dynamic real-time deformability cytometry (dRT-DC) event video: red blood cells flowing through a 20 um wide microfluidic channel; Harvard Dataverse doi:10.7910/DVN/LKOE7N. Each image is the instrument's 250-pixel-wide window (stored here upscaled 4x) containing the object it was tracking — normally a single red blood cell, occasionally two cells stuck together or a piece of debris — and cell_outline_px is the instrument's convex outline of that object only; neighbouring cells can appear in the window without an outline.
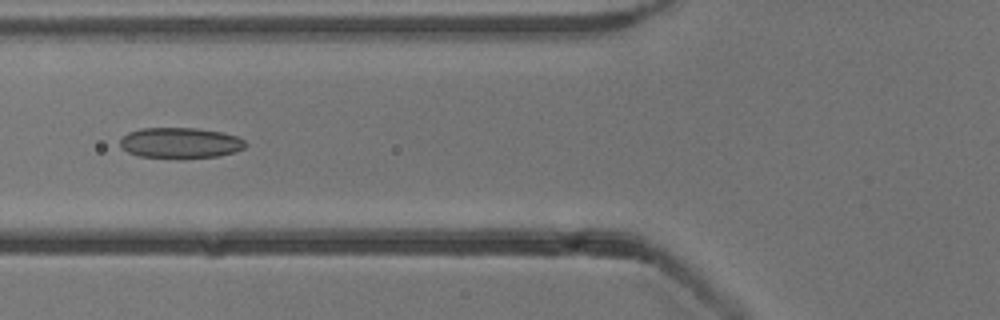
{"species": "common noctule bat (a hibernating species)", "species_latin": "Nyctalus noctula", "temperature_condition": "cold", "stored_images_in_passage": 8, "camera_frame_rate_fps": 3000, "um_per_image_px": 0.085, "animal": {"sex": "male", "body_mass_g": 13.3}, "frame": {"image": 1, "passage_image": 5, "time_ms": 4.667, "image_size_px": [1000, 320], "cell_outline_px": [[248, 144], [244, 148], [236, 152], [216, 156], [180, 160], [136, 156], [120, 148], [120, 140], [128, 132], [140, 128], [196, 128], [220, 132], [236, 136], [244, 140]], "centroid_in_image_um": [15.3, 12.18], "position_along_channel_um": 110.5, "area_um2": 23.0}}
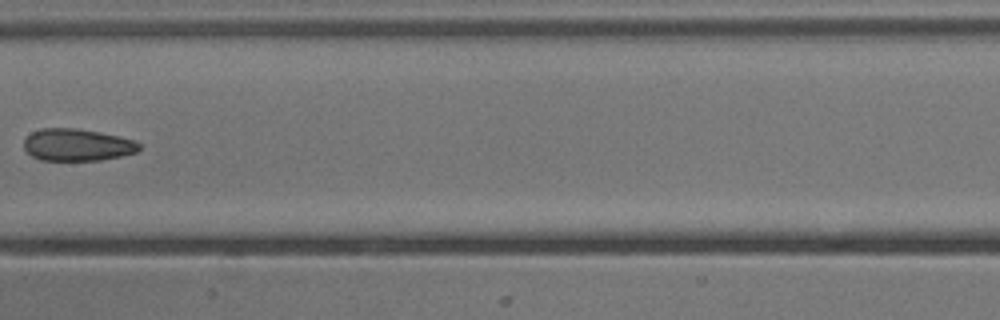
{"frame": {"image": 2, "passage_image": 7, "time_ms": 7.0, "image_size_px": [1000, 320], "cell_outline_px": [[140, 148], [136, 152], [120, 156], [100, 160], [40, 160], [32, 156], [24, 148], [24, 140], [32, 132], [40, 128], [76, 128], [100, 132], [132, 140], [140, 144]], "centroid_in_image_um": [6.53, 12.31], "position_along_channel_um": 200.9, "area_um2": 21.39}}
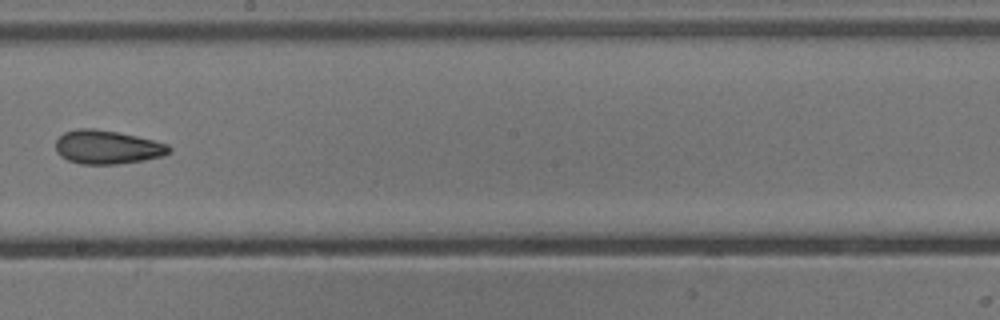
{"frame": {"image": 3, "passage_image": 8, "time_ms": 8.0, "image_size_px": [1000, 320], "cell_outline_px": [[172, 152], [164, 156], [144, 160], [116, 164], [80, 164], [68, 160], [60, 156], [56, 152], [56, 140], [64, 132], [76, 128], [92, 128], [116, 132], [136, 136], [168, 144], [172, 148]], "centroid_in_image_um": [9.12, 12.51], "position_along_channel_um": 239.1, "area_um2": 22.37}}